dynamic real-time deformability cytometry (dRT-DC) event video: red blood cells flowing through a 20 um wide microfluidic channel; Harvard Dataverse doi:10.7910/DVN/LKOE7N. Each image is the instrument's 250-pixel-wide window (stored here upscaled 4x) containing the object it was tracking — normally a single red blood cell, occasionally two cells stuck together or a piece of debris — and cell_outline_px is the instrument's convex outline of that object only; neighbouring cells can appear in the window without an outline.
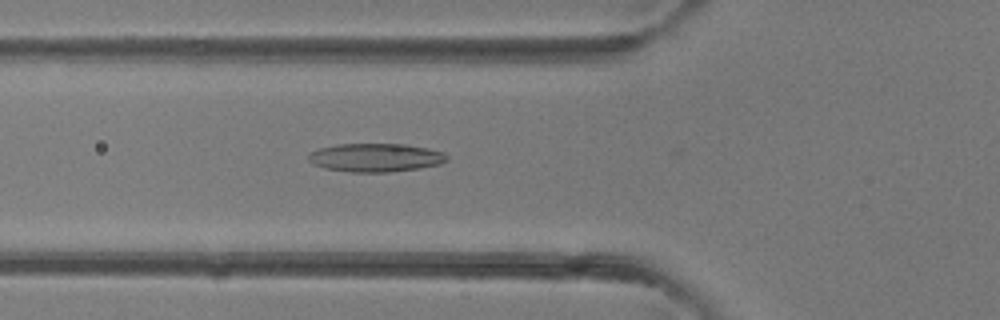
{"species": "common noctule bat (a hibernating species)", "species_latin": "Nyctalus noctula", "temperature_condition": "room temperature", "stored_images_in_passage": 42, "camera_frame_rate_fps": 3000, "um_per_image_px": 0.085, "animal": {"sex": "female"}, "frame": {"image": 1, "passage_image": 15, "time_ms": 4.667, "image_size_px": [1000, 320], "cell_outline_px": [[448, 160], [440, 164], [420, 168], [392, 172], [352, 172], [324, 168], [312, 164], [308, 160], [308, 156], [312, 152], [320, 148], [336, 144], [404, 144], [428, 148], [444, 152], [448, 156]], "centroid_in_image_um": [31.95, 13.4], "position_along_channel_um": 93.9, "area_um2": 23.06}}
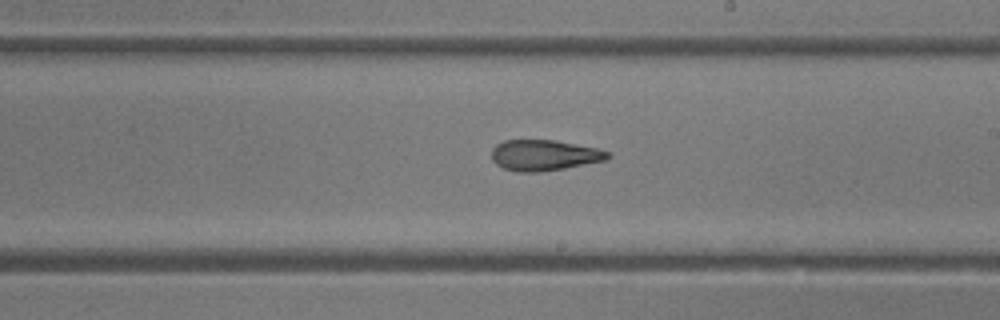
{"frame": {"image": 2, "passage_image": 24, "time_ms": 7.667, "image_size_px": [1000, 320], "cell_outline_px": [[612, 156], [604, 160], [564, 168], [540, 172], [516, 172], [504, 168], [496, 164], [492, 160], [492, 148], [496, 144], [504, 140], [556, 140], [600, 148], [608, 152]], "centroid_in_image_um": [46.25, 13.18], "position_along_channel_um": 242.8, "area_um2": 20.92}}
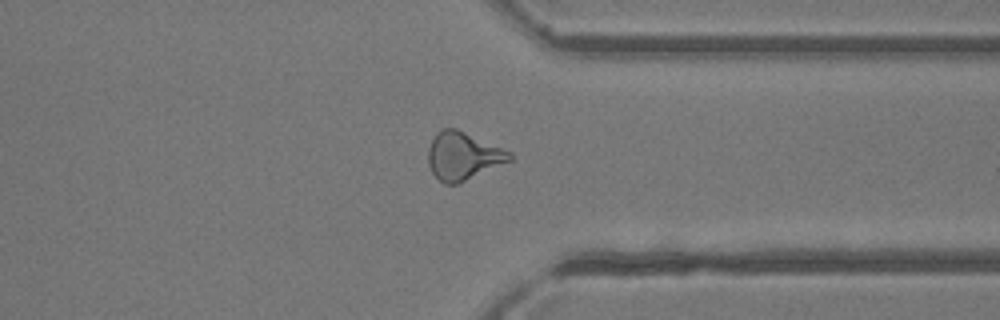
{"frame": {"image": 3, "passage_image": 32, "time_ms": 10.333, "image_size_px": [1000, 320], "cell_outline_px": [[512, 160], [460, 184], [444, 184], [432, 172], [428, 164], [428, 148], [436, 132], [440, 128], [456, 128], [512, 152]], "centroid_in_image_um": [39.36, 13.27], "position_along_channel_um": 372.0, "area_um2": 22.89}}